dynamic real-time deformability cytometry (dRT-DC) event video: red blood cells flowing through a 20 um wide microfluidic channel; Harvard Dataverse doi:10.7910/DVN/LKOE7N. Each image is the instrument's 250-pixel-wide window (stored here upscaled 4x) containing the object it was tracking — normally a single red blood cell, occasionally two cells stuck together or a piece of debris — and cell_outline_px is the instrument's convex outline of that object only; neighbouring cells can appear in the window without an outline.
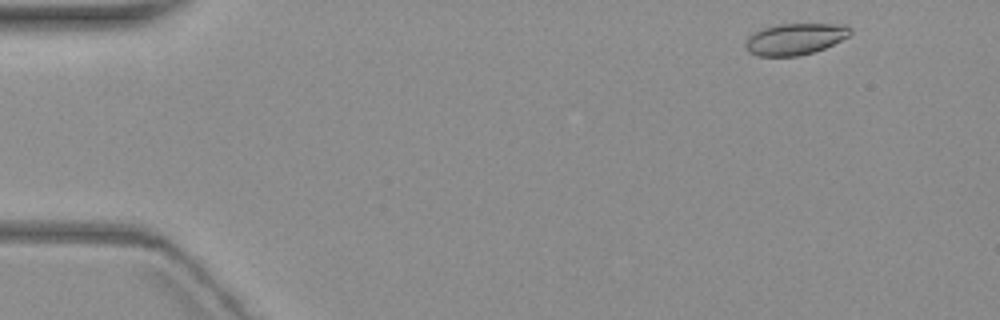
{"species": "common noctule bat (a hibernating species)", "species_latin": "Nyctalus noctula", "temperature_condition": "warm", "stored_images_in_passage": 4, "camera_frame_rate_fps": 3000, "um_per_image_px": 0.085, "animal": {"sex": "female", "body_mass_g": 19.3, "forearm_length_mm": 54.1}, "frame": {"image": 1, "passage_image": 1, "time_ms": 0.0, "image_size_px": [1000, 320], "cell_outline_px": [[852, 32], [848, 36], [824, 48], [800, 56], [756, 56], [748, 52], [744, 48], [744, 44], [748, 36], [764, 28], [776, 24], [844, 24], [852, 28]], "centroid_in_image_um": [67.55, 3.32], "position_along_channel_um": 17.5, "area_um2": 19.25}}
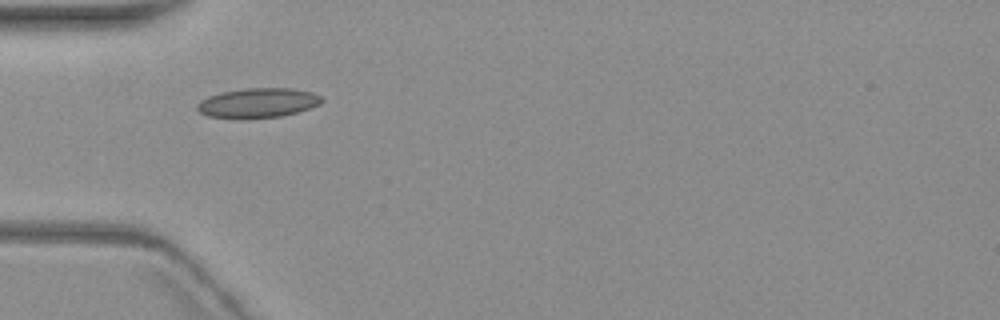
{"frame": {"image": 2, "passage_image": 4, "time_ms": 4.333, "image_size_px": [1000, 320], "cell_outline_px": [[324, 100], [320, 104], [296, 112], [280, 116], [208, 116], [200, 112], [196, 108], [196, 104], [200, 100], [208, 96], [224, 92], [244, 88], [292, 88], [312, 92], [320, 96]], "centroid_in_image_um": [21.95, 8.7], "position_along_channel_um": 63.1, "area_um2": 20.69}}